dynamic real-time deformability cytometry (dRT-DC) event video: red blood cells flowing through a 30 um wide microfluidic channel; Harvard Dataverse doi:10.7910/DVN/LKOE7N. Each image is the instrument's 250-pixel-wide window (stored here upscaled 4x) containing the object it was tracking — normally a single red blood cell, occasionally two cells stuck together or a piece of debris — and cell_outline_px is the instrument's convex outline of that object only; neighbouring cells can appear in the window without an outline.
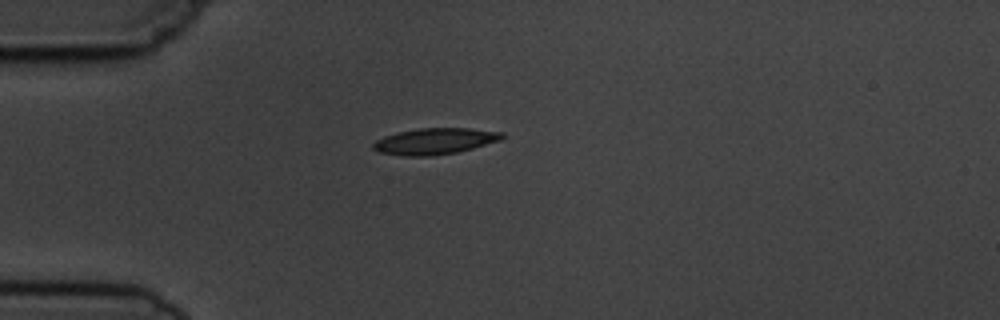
{"species": "common noctule bat (a hibernating species)", "species_latin": "Nyctalus noctula", "temperature_condition": "cold", "stored_images_in_passage": 7, "camera_frame_rate_fps": 3000, "um_per_image_px": 0.085, "animal": {"sex": "male", "body_mass_g": 19.5, "forearm_length_mm": 54.6}, "frame": {"image": 1, "passage_image": 1, "time_ms": 0.0, "image_size_px": [1000, 320], "cell_outline_px": [[504, 136], [500, 140], [472, 148], [456, 152], [432, 156], [404, 156], [380, 152], [372, 148], [372, 144], [376, 140], [384, 136], [396, 132], [420, 128], [468, 128], [504, 132]], "centroid_in_image_um": [36.94, 12.0], "position_along_channel_um": 48.1, "area_um2": 19.65}}
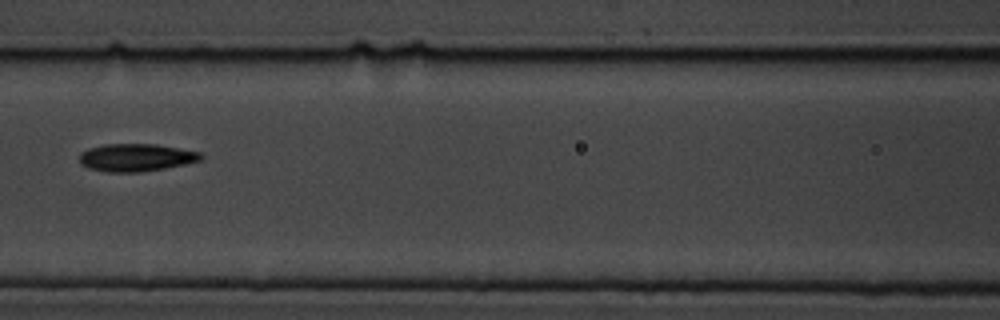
{"frame": {"image": 2, "passage_image": 4, "time_ms": 3.333, "image_size_px": [1000, 320], "cell_outline_px": [[204, 156], [200, 160], [184, 164], [164, 168], [140, 172], [108, 172], [88, 168], [80, 164], [80, 152], [88, 148], [104, 144], [156, 144], [200, 152]], "centroid_in_image_um": [11.53, 13.38], "position_along_channel_um": 155.1, "area_um2": 19.54}}
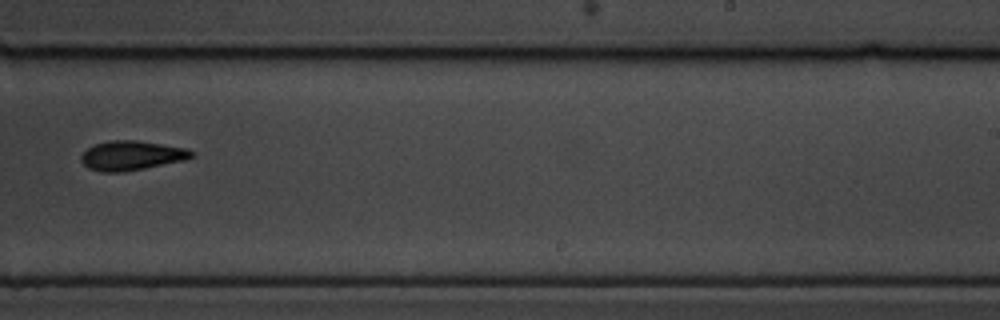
{"frame": {"image": 3, "passage_image": 7, "time_ms": 6.667, "image_size_px": [1000, 320], "cell_outline_px": [[196, 156], [184, 160], [124, 172], [100, 172], [88, 168], [80, 160], [80, 156], [88, 148], [96, 144], [108, 140], [136, 140], [188, 148], [196, 152]], "centroid_in_image_um": [11.2, 13.22], "position_along_channel_um": 277.8, "area_um2": 19.07}}